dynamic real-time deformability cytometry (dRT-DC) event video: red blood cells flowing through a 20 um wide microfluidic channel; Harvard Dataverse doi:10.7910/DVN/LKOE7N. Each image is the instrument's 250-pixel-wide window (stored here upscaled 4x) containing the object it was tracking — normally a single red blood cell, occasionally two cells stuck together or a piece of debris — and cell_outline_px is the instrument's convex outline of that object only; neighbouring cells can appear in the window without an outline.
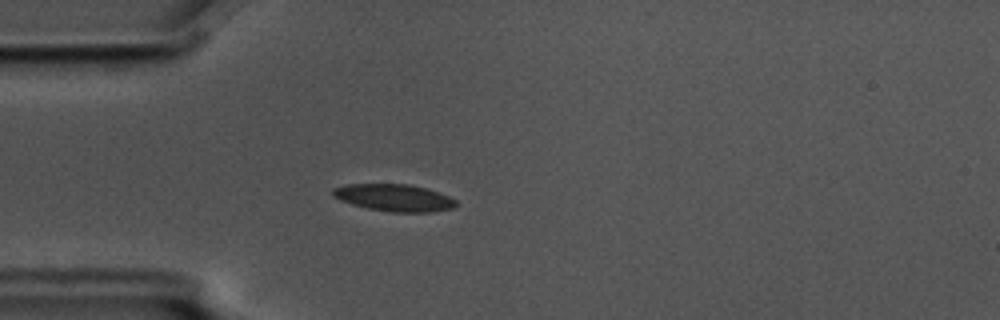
{"species": "common noctule bat (a hibernating species)", "species_latin": "Nyctalus noctula", "temperature_condition": "cold", "stored_images_in_passage": 57, "camera_frame_rate_fps": 3000, "um_per_image_px": 0.085, "animal": {"sex": "male", "body_mass_g": 17.5, "forearm_length_mm": 52.3}, "frame": {"image": 1, "passage_image": 16, "time_ms": 5.0, "image_size_px": [1000, 320], "cell_outline_px": [[456, 204], [452, 208], [432, 212], [392, 212], [368, 208], [352, 204], [340, 200], [332, 196], [332, 188], [348, 184], [408, 184], [424, 188], [448, 196], [456, 200]], "centroid_in_image_um": [33.46, 16.8], "position_along_channel_um": 51.5, "area_um2": 19.25}}
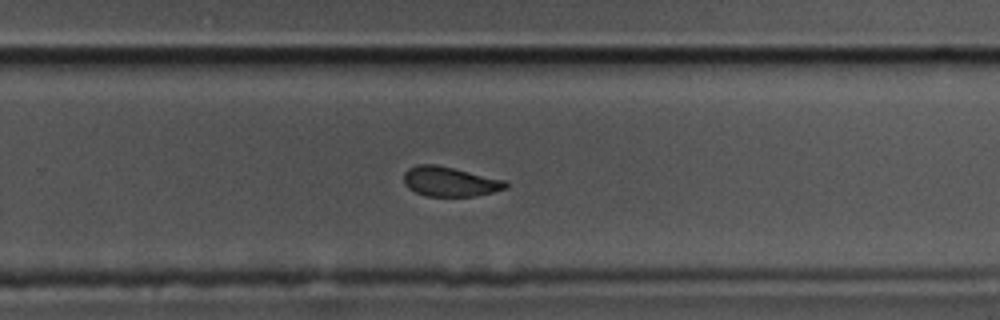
{"frame": {"image": 2, "passage_image": 37, "time_ms": 12.0, "image_size_px": [1000, 320], "cell_outline_px": [[508, 188], [476, 196], [424, 196], [408, 188], [404, 184], [404, 172], [408, 168], [420, 164], [436, 164], [504, 180], [508, 184]], "centroid_in_image_um": [38.21, 15.44], "position_along_channel_um": 291.6, "area_um2": 17.57}}
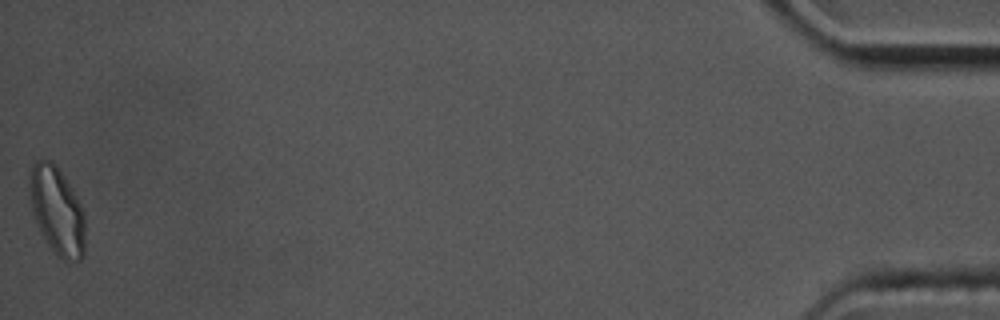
{"frame": {"image": 3, "passage_image": 57, "time_ms": 18.667, "image_size_px": [1000, 320], "cell_outline_px": [[84, 256], [80, 260], [64, 260], [56, 256], [48, 244], [32, 212], [28, 184], [28, 176], [32, 164], [36, 160], [52, 160], [56, 164], [72, 188], [84, 212]], "centroid_in_image_um": [4.83, 17.87], "position_along_channel_um": 430.4, "area_um2": 28.5}, "authors_computed_cell_mechanics": {"area_um2": 18.8428, "velocity_mm_per_s": 3.5558, "shape_relaxation_time_tau1_ms": 6.9077, "shape_relaxation_time_tau2_ms": 2.2086, "deformation_change_tau1": 0.1341, "deformation_change_tau2": 0.054}}